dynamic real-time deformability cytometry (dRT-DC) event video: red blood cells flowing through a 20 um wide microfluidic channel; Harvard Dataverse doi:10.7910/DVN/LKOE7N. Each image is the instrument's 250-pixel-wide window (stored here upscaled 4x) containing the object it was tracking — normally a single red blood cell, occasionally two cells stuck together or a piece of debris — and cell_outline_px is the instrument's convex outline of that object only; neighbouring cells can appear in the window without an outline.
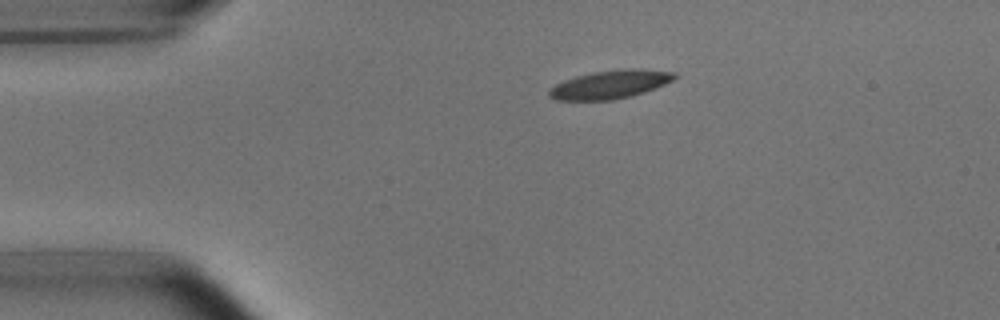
{"species": "common noctule bat (a hibernating species)", "species_latin": "Nyctalus noctula", "temperature_condition": "room temperature", "stored_images_in_passage": 43, "camera_frame_rate_fps": 3000, "um_per_image_px": 0.085, "animal": {"sex": "male", "body_mass_g": 15.6}, "frame": {"image": 1, "passage_image": 1, "time_ms": 0.0, "image_size_px": [1000, 320], "cell_outline_px": [[680, 76], [656, 88], [632, 96], [612, 100], [556, 100], [548, 96], [548, 92], [556, 84], [564, 80], [576, 76], [592, 72], [624, 68], [640, 68], [676, 72]], "centroid_in_image_um": [51.91, 7.17], "position_along_channel_um": 33.1, "area_um2": 20.92}}
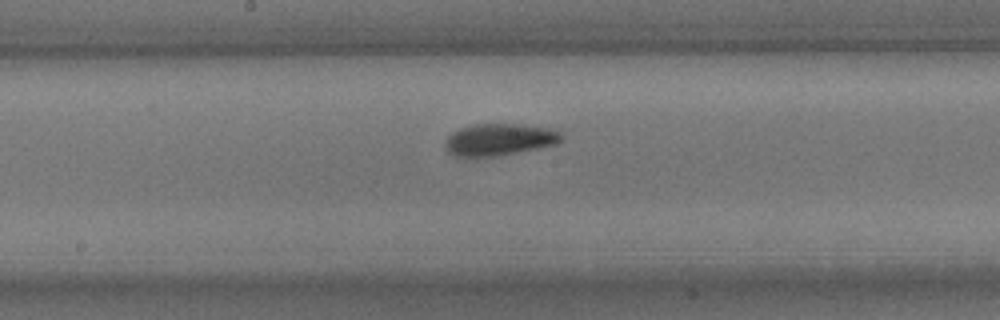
{"frame": {"image": 2, "passage_image": 18, "time_ms": 5.667, "image_size_px": [1000, 320], "cell_outline_px": [[564, 140], [556, 144], [496, 156], [452, 156], [448, 152], [444, 144], [448, 136], [452, 132], [460, 128], [472, 124], [520, 124], [548, 128], [560, 132], [564, 136]], "centroid_in_image_um": [42.43, 11.85], "position_along_channel_um": 205.8, "area_um2": 21.56}}
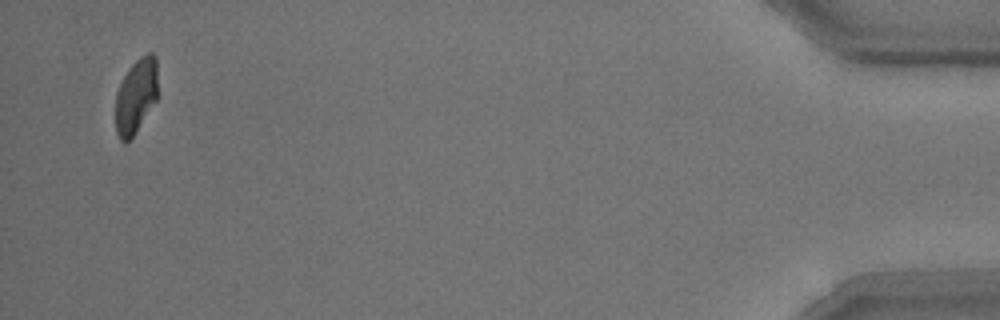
{"frame": {"image": 3, "passage_image": 42, "time_ms": 13.667, "image_size_px": [1000, 320], "cell_outline_px": [[156, 100], [132, 136], [124, 144], [120, 140], [116, 132], [116, 92], [124, 76], [132, 64], [140, 56], [148, 52], [152, 52], [156, 56]], "centroid_in_image_um": [11.54, 8.13], "position_along_channel_um": 423.7, "area_um2": 18.03}, "authors_computed_cell_mechanics": {"area_um2": 20.9236, "velocity_mm_per_s": 3.7514, "shape_relaxation_time_tau1_ms": 4.1245, "shape_relaxation_time_tau2_ms": 2.2809, "deformation_change_tau1": 0.1357, "deformation_change_tau2": 0.0756}}